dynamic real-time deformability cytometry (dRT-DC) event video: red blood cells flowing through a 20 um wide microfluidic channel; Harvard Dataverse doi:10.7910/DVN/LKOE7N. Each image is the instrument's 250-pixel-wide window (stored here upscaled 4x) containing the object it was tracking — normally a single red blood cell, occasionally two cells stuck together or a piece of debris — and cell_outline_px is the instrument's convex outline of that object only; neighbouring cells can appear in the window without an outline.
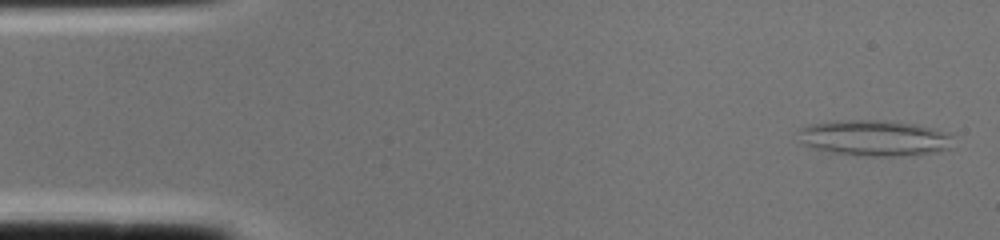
{"species": "common noctule bat (a hibernating species)", "species_latin": "Nyctalus noctula", "temperature_condition": "cold", "stored_images_in_passage": 2, "camera_frame_rate_fps": 3000, "um_per_image_px": 0.085, "animal": {"sex": "female", "body_mass_g": 22.0, "forearm_length_mm": 56.7}, "frame": {"image": 1, "passage_image": 1, "time_ms": 0.0, "image_size_px": [1000, 240], "cell_outline_px": [[952, 136], [948, 148], [936, 152], [904, 156], [856, 156], [832, 152], [812, 148], [804, 144], [800, 132], [800, 128], [808, 124], [836, 120], [876, 120], [916, 124], [948, 132]], "centroid_in_image_um": [74.32, 11.73], "position_along_channel_um": 10.7, "area_um2": 32.25}}
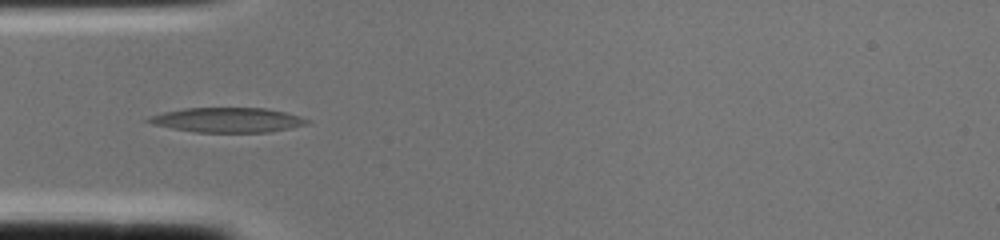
{"frame": {"image": 2, "passage_image": 2, "time_ms": 0.333, "image_size_px": [1000, 240], "cell_outline_px": [[312, 120], [308, 124], [268, 132], [196, 132], [172, 128], [152, 124], [144, 120], [148, 116], [164, 112], [184, 108], [264, 108], [284, 112], [300, 116]], "centroid_in_image_um": [19.32, 10.19], "position_along_channel_um": 65.7, "area_um2": 22.77}}